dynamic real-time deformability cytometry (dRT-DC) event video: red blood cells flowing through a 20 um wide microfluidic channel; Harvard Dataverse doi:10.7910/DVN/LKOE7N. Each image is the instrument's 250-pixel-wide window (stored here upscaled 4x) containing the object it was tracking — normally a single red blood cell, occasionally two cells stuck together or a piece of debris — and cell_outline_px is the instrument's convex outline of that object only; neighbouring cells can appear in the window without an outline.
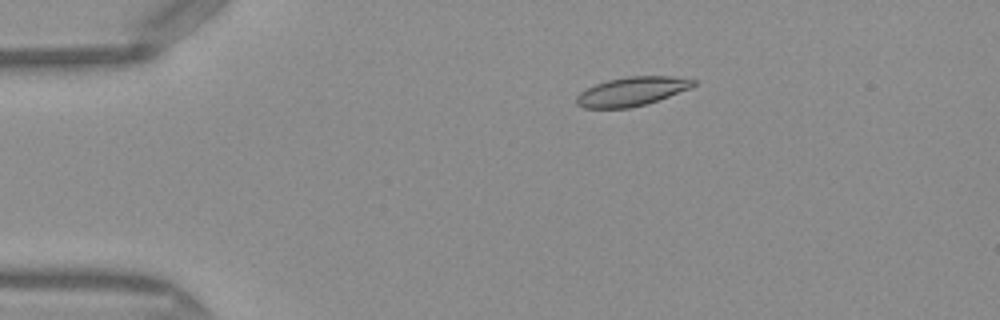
{"species": "Egyptian fruit bat (a non-hibernating species)", "species_latin": "Rousettus aegyptiacus", "temperature_condition": "warm", "stored_images_in_passage": 44, "camera_frame_rate_fps": 3000, "um_per_image_px": 0.085, "frame": {"image": 1, "passage_image": 4, "time_ms": 1.0, "image_size_px": [1000, 320], "cell_outline_px": [[696, 84], [688, 88], [668, 96], [644, 104], [628, 108], [584, 108], [576, 104], [576, 96], [580, 92], [596, 84], [608, 80], [628, 76], [672, 76], [696, 80]], "centroid_in_image_um": [53.66, 7.77], "position_along_channel_um": 31.3, "area_um2": 19.36}}
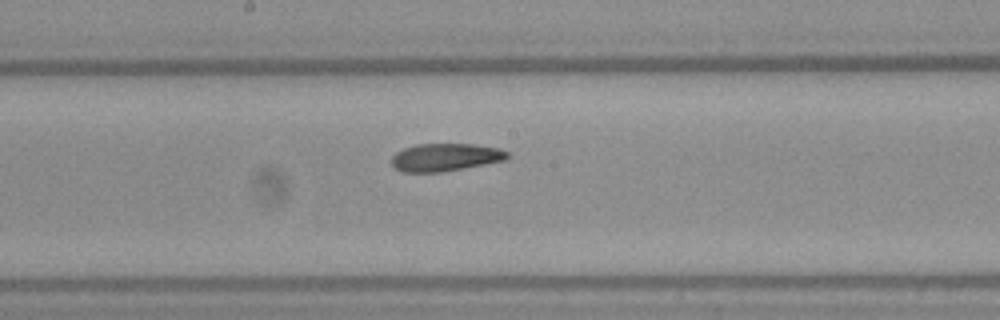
{"frame": {"image": 2, "passage_image": 21, "time_ms": 6.667, "image_size_px": [1000, 320], "cell_outline_px": [[512, 156], [504, 160], [484, 164], [440, 172], [404, 172], [396, 168], [392, 164], [392, 156], [396, 152], [404, 148], [416, 144], [472, 144], [500, 148], [508, 152]], "centroid_in_image_um": [37.87, 13.36], "position_along_channel_um": 210.3, "area_um2": 18.61}}
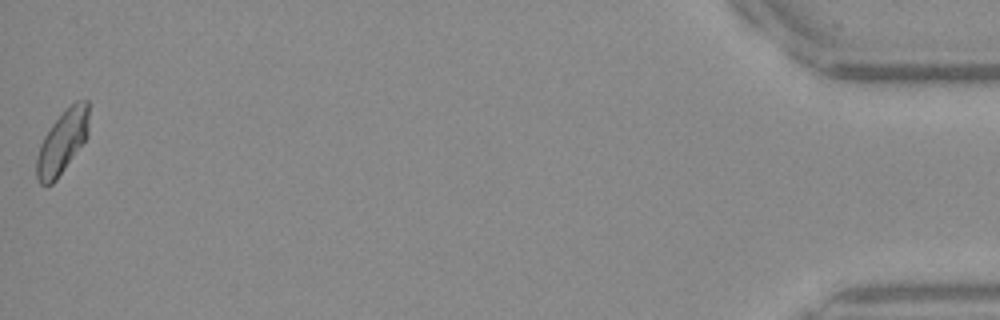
{"frame": {"image": 3, "passage_image": 44, "time_ms": 14.333, "image_size_px": [1000, 320], "cell_outline_px": [[88, 136], [56, 180], [52, 184], [40, 184], [36, 176], [36, 156], [40, 144], [44, 136], [52, 124], [76, 100], [88, 100]], "centroid_in_image_um": [5.28, 12.09], "position_along_channel_um": 429.9, "area_um2": 18.96}, "authors_computed_cell_mechanics": {"area_um2": 19.4208, "velocity_mm_per_s": 4.0922, "shape_relaxation_time_tau1_ms": 8.7079, "shape_relaxation_time_tau2_ms": 5.816, "deformation_change_tau1": 0.1843, "deformation_change_tau2": 0.124}}